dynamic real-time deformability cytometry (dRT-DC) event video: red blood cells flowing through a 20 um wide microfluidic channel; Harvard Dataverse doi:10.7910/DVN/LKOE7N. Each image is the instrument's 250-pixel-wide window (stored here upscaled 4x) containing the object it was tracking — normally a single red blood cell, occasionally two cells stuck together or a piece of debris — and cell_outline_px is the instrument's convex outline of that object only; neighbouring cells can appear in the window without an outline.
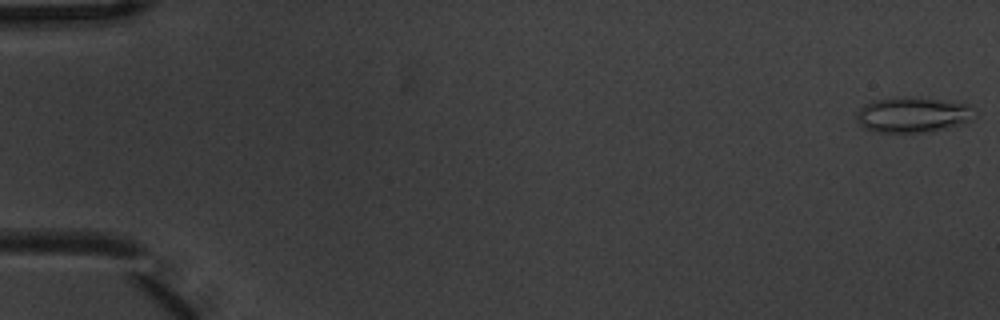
{"species": "common noctule bat (a hibernating species)", "species_latin": "Nyctalus noctula", "temperature_condition": "warm", "stored_images_in_passage": 7, "camera_frame_rate_fps": 3000, "um_per_image_px": 0.085, "animal": {"sex": "male", "body_mass_g": 20.1, "forearm_length_mm": 53.5}, "frame": {"image": 1, "passage_image": 1, "time_ms": 0.0, "image_size_px": [1000, 320], "cell_outline_px": [[972, 120], [960, 124], [928, 132], [876, 132], [864, 128], [860, 124], [856, 116], [860, 108], [864, 104], [872, 100], [896, 96], [912, 96], [972, 104]], "centroid_in_image_um": [77.56, 9.73], "position_along_channel_um": 7.4, "area_um2": 24.51}}
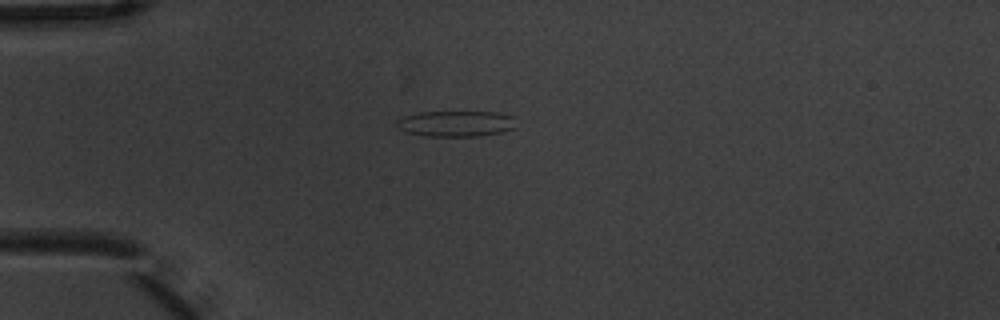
{"frame": {"image": 2, "passage_image": 5, "time_ms": 1.333, "image_size_px": [1000, 320], "cell_outline_px": [[516, 128], [500, 132], [476, 136], [424, 136], [404, 132], [396, 128], [396, 120], [400, 116], [420, 112], [500, 112], [516, 116]], "centroid_in_image_um": [38.74, 10.5], "position_along_channel_um": 46.3, "area_um2": 18.44}}
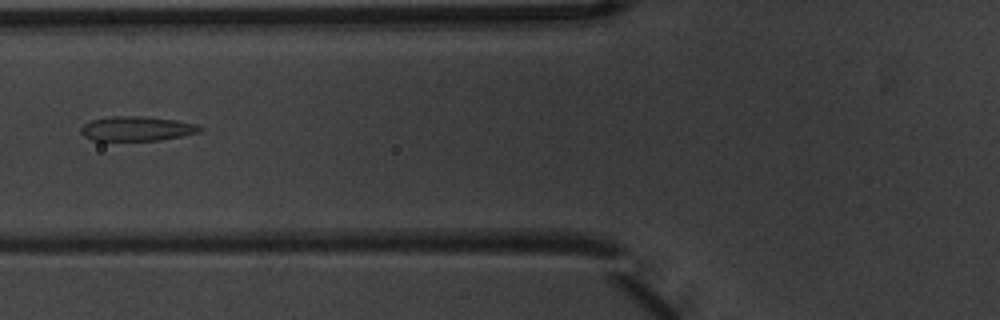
{"frame": {"image": 3, "passage_image": 7, "time_ms": 2.0, "image_size_px": [1000, 320], "cell_outline_px": [[204, 128], [200, 132], [160, 140], [92, 140], [84, 136], [80, 132], [80, 128], [84, 124], [92, 120], [112, 116], [144, 116], [176, 120], [196, 124]], "centroid_in_image_um": [11.63, 10.93], "position_along_channel_um": 114.2, "area_um2": 16.94}}